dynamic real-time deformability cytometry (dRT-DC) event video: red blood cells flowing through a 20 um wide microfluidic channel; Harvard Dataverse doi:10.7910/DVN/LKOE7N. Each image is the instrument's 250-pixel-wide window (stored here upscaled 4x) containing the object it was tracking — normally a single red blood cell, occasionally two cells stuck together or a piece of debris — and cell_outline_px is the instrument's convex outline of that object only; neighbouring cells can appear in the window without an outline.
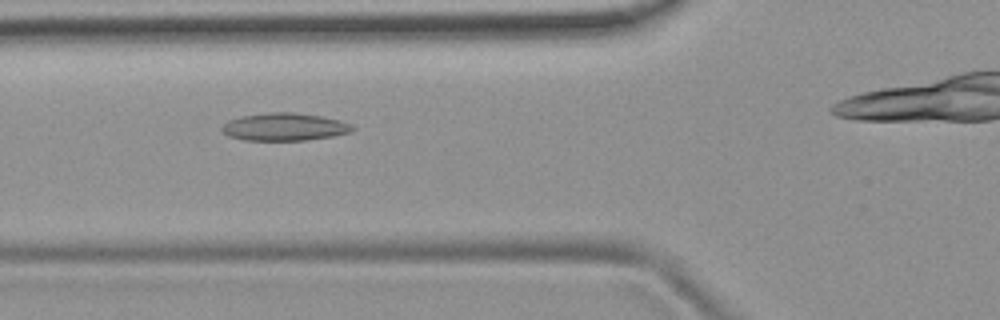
{"species": "common noctule bat (a hibernating species)", "species_latin": "Nyctalus noctula", "temperature_condition": "room temperature", "stored_images_in_passage": 35, "camera_frame_rate_fps": 3000, "um_per_image_px": 0.085, "animal": {"sex": "female", "body_mass_g": 19.9}, "frame": {"image": 1, "passage_image": 13, "time_ms": 4.0, "image_size_px": [1000, 320], "cell_outline_px": [[352, 132], [332, 136], [304, 140], [244, 140], [228, 136], [220, 128], [228, 120], [240, 116], [268, 112], [292, 112], [324, 116], [340, 120], [352, 124]], "centroid_in_image_um": [24.17, 10.77], "position_along_channel_um": 101.6, "area_um2": 21.1}}
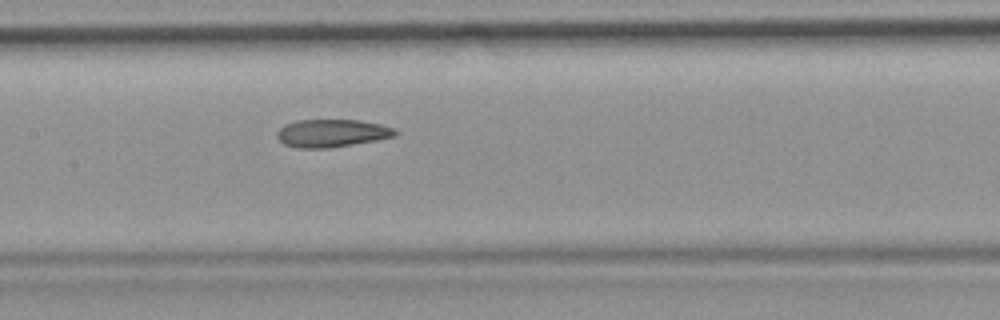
{"frame": {"image": 2, "passage_image": 19, "time_ms": 6.0, "image_size_px": [1000, 320], "cell_outline_px": [[396, 136], [376, 140], [328, 148], [300, 148], [284, 144], [276, 136], [276, 132], [284, 124], [296, 120], [360, 120], [380, 124], [396, 128]], "centroid_in_image_um": [28.19, 11.31], "position_along_channel_um": 179.2, "area_um2": 19.13}}
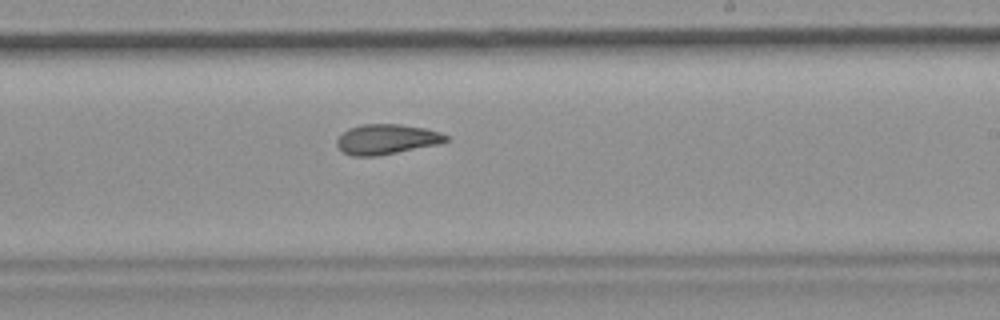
{"frame": {"image": 3, "passage_image": 25, "time_ms": 8.0, "image_size_px": [1000, 320], "cell_outline_px": [[448, 140], [440, 144], [376, 156], [352, 156], [344, 152], [336, 144], [336, 140], [348, 128], [360, 124], [400, 124], [424, 128], [440, 132], [448, 136]], "centroid_in_image_um": [32.86, 11.83], "position_along_channel_um": 256.1, "area_um2": 19.07}}